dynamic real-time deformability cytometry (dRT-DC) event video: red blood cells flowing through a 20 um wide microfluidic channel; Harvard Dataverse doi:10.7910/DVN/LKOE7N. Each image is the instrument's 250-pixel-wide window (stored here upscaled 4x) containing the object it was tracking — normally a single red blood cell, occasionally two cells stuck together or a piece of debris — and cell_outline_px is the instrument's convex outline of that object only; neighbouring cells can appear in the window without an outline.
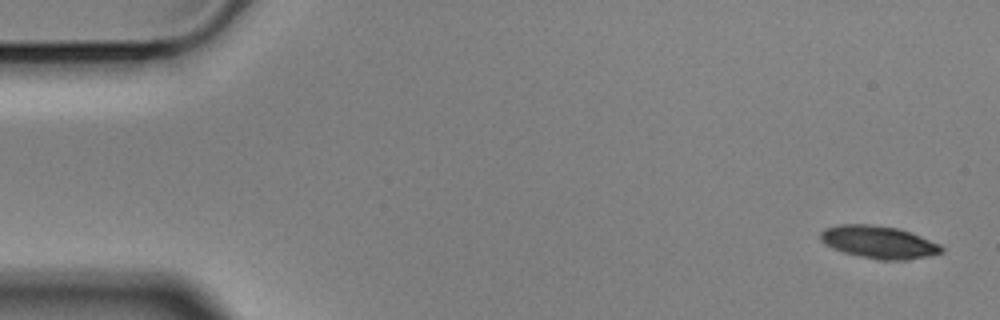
{"species": "Egyptian fruit bat (a non-hibernating species)", "species_latin": "Rousettus aegyptiacus", "temperature_condition": "cold", "stored_images_in_passage": 56, "camera_frame_rate_fps": 3000, "um_per_image_px": 0.085, "animal": {"sex": "male"}, "frame": {"image": 1, "passage_image": 1, "time_ms": 0.0, "image_size_px": [1000, 320], "cell_outline_px": [[944, 252], [904, 260], [880, 260], [860, 256], [844, 252], [832, 248], [824, 244], [820, 240], [820, 232], [824, 228], [840, 224], [872, 224], [896, 228], [920, 236], [940, 244], [944, 248]], "centroid_in_image_um": [74.65, 20.57], "position_along_channel_um": 10.4, "area_um2": 22.83}}
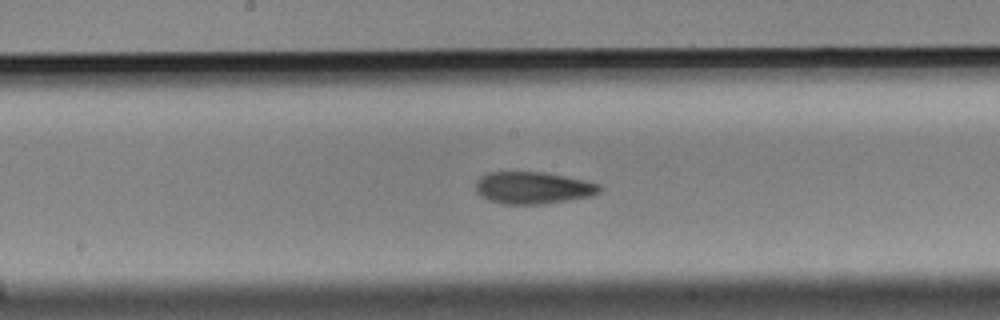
{"frame": {"image": 2, "passage_image": 28, "time_ms": 9.0, "image_size_px": [1000, 320], "cell_outline_px": [[604, 188], [600, 192], [592, 196], [544, 204], [504, 204], [488, 200], [476, 192], [476, 180], [480, 176], [488, 172], [544, 172], [584, 180], [600, 184]], "centroid_in_image_um": [45.32, 15.96], "position_along_channel_um": 202.9, "area_um2": 23.29}}
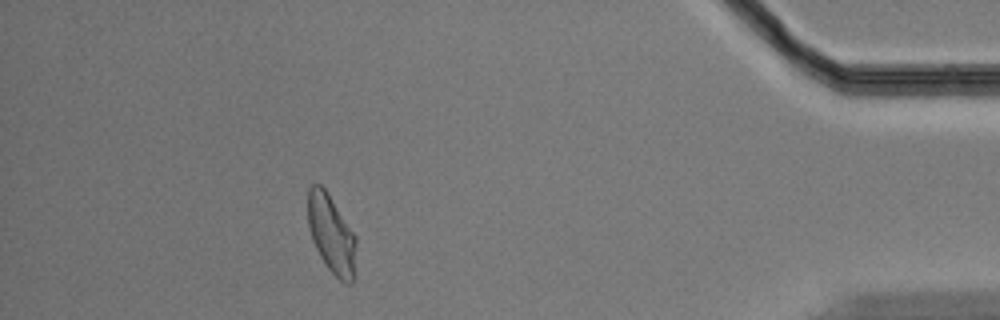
{"frame": {"image": 3, "passage_image": 50, "time_ms": 16.333, "image_size_px": [1000, 320], "cell_outline_px": [[356, 276], [352, 284], [344, 284], [328, 268], [320, 256], [312, 240], [308, 224], [308, 188], [312, 184], [320, 184], [324, 188], [356, 236]], "centroid_in_image_um": [28.2, 19.96], "position_along_channel_um": 407.0, "area_um2": 22.2}, "authors_computed_cell_mechanics": {"area_um2": 22.8021, "velocity_mm_per_s": 3.4934, "shape_relaxation_time_tau1_ms": 4.7981, "shape_relaxation_time_tau2_ms": 1.3233, "deformation_change_tau1": 0.1371, "deformation_change_tau2": 0.0661}}